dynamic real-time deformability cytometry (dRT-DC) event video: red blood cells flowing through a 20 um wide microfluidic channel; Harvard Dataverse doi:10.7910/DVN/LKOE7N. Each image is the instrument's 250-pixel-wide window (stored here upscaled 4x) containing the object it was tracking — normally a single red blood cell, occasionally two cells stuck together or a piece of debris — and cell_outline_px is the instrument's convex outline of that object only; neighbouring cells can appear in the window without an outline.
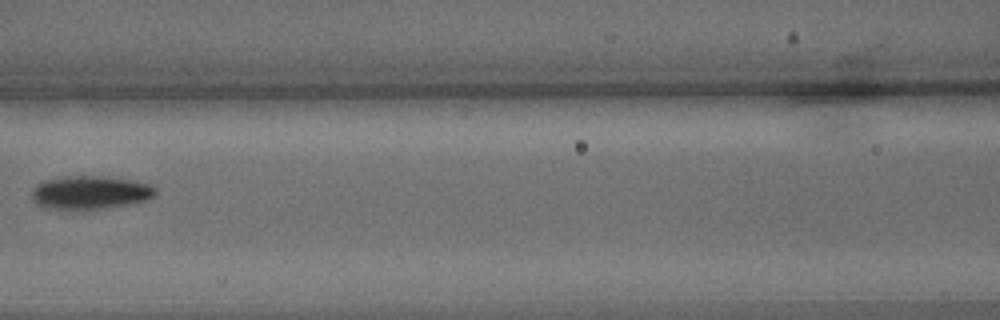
{"species": "common noctule bat (a hibernating species)", "species_latin": "Nyctalus noctula", "temperature_condition": "warm", "stored_images_in_passage": 8, "camera_frame_rate_fps": 3000, "um_per_image_px": 0.085, "animal": {"sex": "male", "body_mass_g": 15.6}, "frame": {"image": 1, "passage_image": 7, "time_ms": 2.0, "image_size_px": [1000, 320], "cell_outline_px": [[156, 192], [152, 196], [144, 200], [132, 204], [104, 208], [44, 208], [36, 204], [32, 200], [32, 192], [36, 184], [44, 180], [64, 176], [100, 176], [128, 180], [148, 184], [156, 188]], "centroid_in_image_um": [7.62, 16.35], "position_along_channel_um": 159.0, "area_um2": 23.64}}
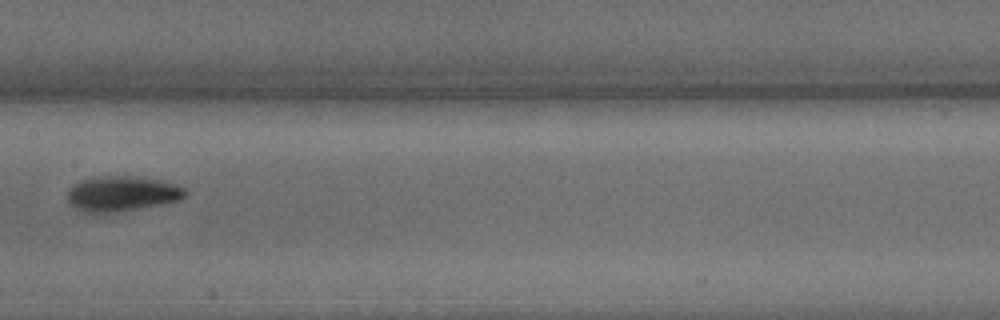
{"frame": {"image": 2, "passage_image": 8, "time_ms": 2.333, "image_size_px": [1000, 320], "cell_outline_px": [[188, 192], [180, 200], [164, 204], [120, 212], [92, 216], [80, 212], [68, 200], [68, 192], [76, 184], [84, 180], [108, 176], [124, 176], [160, 180], [184, 188]], "centroid_in_image_um": [10.36, 16.53], "position_along_channel_um": 197.0, "area_um2": 24.22}}